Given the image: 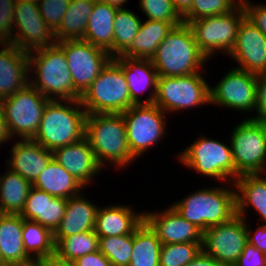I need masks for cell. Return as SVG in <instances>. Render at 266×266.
<instances>
[{
  "mask_svg": "<svg viewBox=\"0 0 266 266\" xmlns=\"http://www.w3.org/2000/svg\"><path fill=\"white\" fill-rule=\"evenodd\" d=\"M85 137L103 169L109 164L117 170L125 169L136 160L128 146L121 113L87 114Z\"/></svg>",
  "mask_w": 266,
  "mask_h": 266,
  "instance_id": "cell-1",
  "label": "cell"
},
{
  "mask_svg": "<svg viewBox=\"0 0 266 266\" xmlns=\"http://www.w3.org/2000/svg\"><path fill=\"white\" fill-rule=\"evenodd\" d=\"M28 57L29 84L39 93L49 100H80L64 50L57 43L31 50Z\"/></svg>",
  "mask_w": 266,
  "mask_h": 266,
  "instance_id": "cell-2",
  "label": "cell"
},
{
  "mask_svg": "<svg viewBox=\"0 0 266 266\" xmlns=\"http://www.w3.org/2000/svg\"><path fill=\"white\" fill-rule=\"evenodd\" d=\"M171 206L204 232L208 227L227 222L236 215L235 184L225 182L219 187L196 189Z\"/></svg>",
  "mask_w": 266,
  "mask_h": 266,
  "instance_id": "cell-3",
  "label": "cell"
},
{
  "mask_svg": "<svg viewBox=\"0 0 266 266\" xmlns=\"http://www.w3.org/2000/svg\"><path fill=\"white\" fill-rule=\"evenodd\" d=\"M86 115L80 100H49L32 140L51 152L75 143L85 137Z\"/></svg>",
  "mask_w": 266,
  "mask_h": 266,
  "instance_id": "cell-4",
  "label": "cell"
},
{
  "mask_svg": "<svg viewBox=\"0 0 266 266\" xmlns=\"http://www.w3.org/2000/svg\"><path fill=\"white\" fill-rule=\"evenodd\" d=\"M151 61L158 77H179L206 71L209 60L200 51L191 28L182 23L159 44Z\"/></svg>",
  "mask_w": 266,
  "mask_h": 266,
  "instance_id": "cell-5",
  "label": "cell"
},
{
  "mask_svg": "<svg viewBox=\"0 0 266 266\" xmlns=\"http://www.w3.org/2000/svg\"><path fill=\"white\" fill-rule=\"evenodd\" d=\"M87 114L123 113L133 104L123 71V61L113 58L80 96Z\"/></svg>",
  "mask_w": 266,
  "mask_h": 266,
  "instance_id": "cell-6",
  "label": "cell"
},
{
  "mask_svg": "<svg viewBox=\"0 0 266 266\" xmlns=\"http://www.w3.org/2000/svg\"><path fill=\"white\" fill-rule=\"evenodd\" d=\"M229 144V146H228ZM183 166L193 170L204 178L221 183L235 181V164L231 144L213 139V137L198 136L189 146L177 155Z\"/></svg>",
  "mask_w": 266,
  "mask_h": 266,
  "instance_id": "cell-7",
  "label": "cell"
},
{
  "mask_svg": "<svg viewBox=\"0 0 266 266\" xmlns=\"http://www.w3.org/2000/svg\"><path fill=\"white\" fill-rule=\"evenodd\" d=\"M243 119L229 136L235 180L242 175L266 174V123Z\"/></svg>",
  "mask_w": 266,
  "mask_h": 266,
  "instance_id": "cell-8",
  "label": "cell"
},
{
  "mask_svg": "<svg viewBox=\"0 0 266 266\" xmlns=\"http://www.w3.org/2000/svg\"><path fill=\"white\" fill-rule=\"evenodd\" d=\"M206 72L179 77H158L154 104L165 113L173 114L210 104Z\"/></svg>",
  "mask_w": 266,
  "mask_h": 266,
  "instance_id": "cell-9",
  "label": "cell"
},
{
  "mask_svg": "<svg viewBox=\"0 0 266 266\" xmlns=\"http://www.w3.org/2000/svg\"><path fill=\"white\" fill-rule=\"evenodd\" d=\"M245 17V10L240 3L232 11L198 20L190 21L194 39L200 51L210 59L216 54L229 55L236 43L240 22Z\"/></svg>",
  "mask_w": 266,
  "mask_h": 266,
  "instance_id": "cell-10",
  "label": "cell"
},
{
  "mask_svg": "<svg viewBox=\"0 0 266 266\" xmlns=\"http://www.w3.org/2000/svg\"><path fill=\"white\" fill-rule=\"evenodd\" d=\"M131 154L138 159L165 138L167 113L156 104L132 105L121 113ZM152 147V148H151Z\"/></svg>",
  "mask_w": 266,
  "mask_h": 266,
  "instance_id": "cell-11",
  "label": "cell"
},
{
  "mask_svg": "<svg viewBox=\"0 0 266 266\" xmlns=\"http://www.w3.org/2000/svg\"><path fill=\"white\" fill-rule=\"evenodd\" d=\"M49 99L29 83L12 96L0 100L8 131L13 139H33ZM18 136V137H17Z\"/></svg>",
  "mask_w": 266,
  "mask_h": 266,
  "instance_id": "cell-12",
  "label": "cell"
},
{
  "mask_svg": "<svg viewBox=\"0 0 266 266\" xmlns=\"http://www.w3.org/2000/svg\"><path fill=\"white\" fill-rule=\"evenodd\" d=\"M64 50L75 91L81 96L113 59L106 50L84 40L57 42Z\"/></svg>",
  "mask_w": 266,
  "mask_h": 266,
  "instance_id": "cell-13",
  "label": "cell"
},
{
  "mask_svg": "<svg viewBox=\"0 0 266 266\" xmlns=\"http://www.w3.org/2000/svg\"><path fill=\"white\" fill-rule=\"evenodd\" d=\"M229 68L221 80L209 87L210 106L236 110L237 112H255L257 75L239 69Z\"/></svg>",
  "mask_w": 266,
  "mask_h": 266,
  "instance_id": "cell-14",
  "label": "cell"
},
{
  "mask_svg": "<svg viewBox=\"0 0 266 266\" xmlns=\"http://www.w3.org/2000/svg\"><path fill=\"white\" fill-rule=\"evenodd\" d=\"M247 243L246 220L236 214L203 232L202 249L221 265L233 266Z\"/></svg>",
  "mask_w": 266,
  "mask_h": 266,
  "instance_id": "cell-15",
  "label": "cell"
},
{
  "mask_svg": "<svg viewBox=\"0 0 266 266\" xmlns=\"http://www.w3.org/2000/svg\"><path fill=\"white\" fill-rule=\"evenodd\" d=\"M12 44L27 52L56 44L54 30L40 15L38 4L15 1Z\"/></svg>",
  "mask_w": 266,
  "mask_h": 266,
  "instance_id": "cell-16",
  "label": "cell"
},
{
  "mask_svg": "<svg viewBox=\"0 0 266 266\" xmlns=\"http://www.w3.org/2000/svg\"><path fill=\"white\" fill-rule=\"evenodd\" d=\"M228 57L239 69L255 75L266 73V37L246 17L240 22L236 43Z\"/></svg>",
  "mask_w": 266,
  "mask_h": 266,
  "instance_id": "cell-17",
  "label": "cell"
},
{
  "mask_svg": "<svg viewBox=\"0 0 266 266\" xmlns=\"http://www.w3.org/2000/svg\"><path fill=\"white\" fill-rule=\"evenodd\" d=\"M144 221L162 244L203 243V231L180 216L171 205L161 211H145Z\"/></svg>",
  "mask_w": 266,
  "mask_h": 266,
  "instance_id": "cell-18",
  "label": "cell"
},
{
  "mask_svg": "<svg viewBox=\"0 0 266 266\" xmlns=\"http://www.w3.org/2000/svg\"><path fill=\"white\" fill-rule=\"evenodd\" d=\"M53 158L84 187L91 184L96 175L103 172L86 137L70 145L57 148Z\"/></svg>",
  "mask_w": 266,
  "mask_h": 266,
  "instance_id": "cell-19",
  "label": "cell"
},
{
  "mask_svg": "<svg viewBox=\"0 0 266 266\" xmlns=\"http://www.w3.org/2000/svg\"><path fill=\"white\" fill-rule=\"evenodd\" d=\"M0 100L29 83L28 52L12 43H0Z\"/></svg>",
  "mask_w": 266,
  "mask_h": 266,
  "instance_id": "cell-20",
  "label": "cell"
},
{
  "mask_svg": "<svg viewBox=\"0 0 266 266\" xmlns=\"http://www.w3.org/2000/svg\"><path fill=\"white\" fill-rule=\"evenodd\" d=\"M6 159L7 168L34 183L53 158V153L32 139H18Z\"/></svg>",
  "mask_w": 266,
  "mask_h": 266,
  "instance_id": "cell-21",
  "label": "cell"
},
{
  "mask_svg": "<svg viewBox=\"0 0 266 266\" xmlns=\"http://www.w3.org/2000/svg\"><path fill=\"white\" fill-rule=\"evenodd\" d=\"M82 193L67 199L65 214L53 232L55 245L62 238L94 230L99 206Z\"/></svg>",
  "mask_w": 266,
  "mask_h": 266,
  "instance_id": "cell-22",
  "label": "cell"
},
{
  "mask_svg": "<svg viewBox=\"0 0 266 266\" xmlns=\"http://www.w3.org/2000/svg\"><path fill=\"white\" fill-rule=\"evenodd\" d=\"M129 205L108 204L98 208L94 231L99 237L133 234L143 223L144 212Z\"/></svg>",
  "mask_w": 266,
  "mask_h": 266,
  "instance_id": "cell-23",
  "label": "cell"
},
{
  "mask_svg": "<svg viewBox=\"0 0 266 266\" xmlns=\"http://www.w3.org/2000/svg\"><path fill=\"white\" fill-rule=\"evenodd\" d=\"M128 83L133 105L152 104L156 98L158 74L151 59H135L119 56ZM149 91L143 100L144 91ZM142 94V95H141ZM141 96V97H140Z\"/></svg>",
  "mask_w": 266,
  "mask_h": 266,
  "instance_id": "cell-24",
  "label": "cell"
},
{
  "mask_svg": "<svg viewBox=\"0 0 266 266\" xmlns=\"http://www.w3.org/2000/svg\"><path fill=\"white\" fill-rule=\"evenodd\" d=\"M266 174L242 175L235 181L236 214L246 220L248 210L259 214L258 224L266 225ZM250 207V208H249Z\"/></svg>",
  "mask_w": 266,
  "mask_h": 266,
  "instance_id": "cell-25",
  "label": "cell"
},
{
  "mask_svg": "<svg viewBox=\"0 0 266 266\" xmlns=\"http://www.w3.org/2000/svg\"><path fill=\"white\" fill-rule=\"evenodd\" d=\"M117 8L95 1L88 17L84 41L100 47L114 58V25Z\"/></svg>",
  "mask_w": 266,
  "mask_h": 266,
  "instance_id": "cell-26",
  "label": "cell"
},
{
  "mask_svg": "<svg viewBox=\"0 0 266 266\" xmlns=\"http://www.w3.org/2000/svg\"><path fill=\"white\" fill-rule=\"evenodd\" d=\"M22 230L20 214L0 213V258L5 266L31 258L24 248Z\"/></svg>",
  "mask_w": 266,
  "mask_h": 266,
  "instance_id": "cell-27",
  "label": "cell"
},
{
  "mask_svg": "<svg viewBox=\"0 0 266 266\" xmlns=\"http://www.w3.org/2000/svg\"><path fill=\"white\" fill-rule=\"evenodd\" d=\"M32 185L34 188L47 192L53 197L66 199L79 195L85 190V187L54 158L50 160Z\"/></svg>",
  "mask_w": 266,
  "mask_h": 266,
  "instance_id": "cell-28",
  "label": "cell"
},
{
  "mask_svg": "<svg viewBox=\"0 0 266 266\" xmlns=\"http://www.w3.org/2000/svg\"><path fill=\"white\" fill-rule=\"evenodd\" d=\"M175 26L157 20H142L140 30L133 39L131 46L121 55L127 58L151 59L159 44Z\"/></svg>",
  "mask_w": 266,
  "mask_h": 266,
  "instance_id": "cell-29",
  "label": "cell"
},
{
  "mask_svg": "<svg viewBox=\"0 0 266 266\" xmlns=\"http://www.w3.org/2000/svg\"><path fill=\"white\" fill-rule=\"evenodd\" d=\"M94 3L95 0H70L62 22L54 31L56 43L66 40H83Z\"/></svg>",
  "mask_w": 266,
  "mask_h": 266,
  "instance_id": "cell-30",
  "label": "cell"
},
{
  "mask_svg": "<svg viewBox=\"0 0 266 266\" xmlns=\"http://www.w3.org/2000/svg\"><path fill=\"white\" fill-rule=\"evenodd\" d=\"M0 174V213L19 214L25 204L32 183L6 168Z\"/></svg>",
  "mask_w": 266,
  "mask_h": 266,
  "instance_id": "cell-31",
  "label": "cell"
},
{
  "mask_svg": "<svg viewBox=\"0 0 266 266\" xmlns=\"http://www.w3.org/2000/svg\"><path fill=\"white\" fill-rule=\"evenodd\" d=\"M161 246L157 234L143 221L133 232V251L128 266H159Z\"/></svg>",
  "mask_w": 266,
  "mask_h": 266,
  "instance_id": "cell-32",
  "label": "cell"
},
{
  "mask_svg": "<svg viewBox=\"0 0 266 266\" xmlns=\"http://www.w3.org/2000/svg\"><path fill=\"white\" fill-rule=\"evenodd\" d=\"M23 244L31 258H47L55 254L53 232L37 222L23 218Z\"/></svg>",
  "mask_w": 266,
  "mask_h": 266,
  "instance_id": "cell-33",
  "label": "cell"
},
{
  "mask_svg": "<svg viewBox=\"0 0 266 266\" xmlns=\"http://www.w3.org/2000/svg\"><path fill=\"white\" fill-rule=\"evenodd\" d=\"M142 20L134 11L124 8L117 9L114 25V58L121 56L130 46Z\"/></svg>",
  "mask_w": 266,
  "mask_h": 266,
  "instance_id": "cell-34",
  "label": "cell"
},
{
  "mask_svg": "<svg viewBox=\"0 0 266 266\" xmlns=\"http://www.w3.org/2000/svg\"><path fill=\"white\" fill-rule=\"evenodd\" d=\"M99 250V236L95 231L81 232L62 238L55 245V254L68 261H75L82 255L93 253Z\"/></svg>",
  "mask_w": 266,
  "mask_h": 266,
  "instance_id": "cell-35",
  "label": "cell"
},
{
  "mask_svg": "<svg viewBox=\"0 0 266 266\" xmlns=\"http://www.w3.org/2000/svg\"><path fill=\"white\" fill-rule=\"evenodd\" d=\"M99 251L112 266H128L133 251V234L99 237Z\"/></svg>",
  "mask_w": 266,
  "mask_h": 266,
  "instance_id": "cell-36",
  "label": "cell"
},
{
  "mask_svg": "<svg viewBox=\"0 0 266 266\" xmlns=\"http://www.w3.org/2000/svg\"><path fill=\"white\" fill-rule=\"evenodd\" d=\"M201 249L202 243L162 244L159 266H185Z\"/></svg>",
  "mask_w": 266,
  "mask_h": 266,
  "instance_id": "cell-37",
  "label": "cell"
},
{
  "mask_svg": "<svg viewBox=\"0 0 266 266\" xmlns=\"http://www.w3.org/2000/svg\"><path fill=\"white\" fill-rule=\"evenodd\" d=\"M241 0H193L190 10L183 16V22L226 14L235 9Z\"/></svg>",
  "mask_w": 266,
  "mask_h": 266,
  "instance_id": "cell-38",
  "label": "cell"
},
{
  "mask_svg": "<svg viewBox=\"0 0 266 266\" xmlns=\"http://www.w3.org/2000/svg\"><path fill=\"white\" fill-rule=\"evenodd\" d=\"M138 5L147 20L168 22L175 27L184 23L183 17L175 9L171 0H139Z\"/></svg>",
  "mask_w": 266,
  "mask_h": 266,
  "instance_id": "cell-39",
  "label": "cell"
},
{
  "mask_svg": "<svg viewBox=\"0 0 266 266\" xmlns=\"http://www.w3.org/2000/svg\"><path fill=\"white\" fill-rule=\"evenodd\" d=\"M45 197H53L47 192L32 187L25 201L22 211L19 213L22 218L34 221L44 226Z\"/></svg>",
  "mask_w": 266,
  "mask_h": 266,
  "instance_id": "cell-40",
  "label": "cell"
},
{
  "mask_svg": "<svg viewBox=\"0 0 266 266\" xmlns=\"http://www.w3.org/2000/svg\"><path fill=\"white\" fill-rule=\"evenodd\" d=\"M70 0H39L38 9L45 23L56 30L67 11Z\"/></svg>",
  "mask_w": 266,
  "mask_h": 266,
  "instance_id": "cell-41",
  "label": "cell"
},
{
  "mask_svg": "<svg viewBox=\"0 0 266 266\" xmlns=\"http://www.w3.org/2000/svg\"><path fill=\"white\" fill-rule=\"evenodd\" d=\"M66 202V198L45 197L44 227L55 231L65 214Z\"/></svg>",
  "mask_w": 266,
  "mask_h": 266,
  "instance_id": "cell-42",
  "label": "cell"
},
{
  "mask_svg": "<svg viewBox=\"0 0 266 266\" xmlns=\"http://www.w3.org/2000/svg\"><path fill=\"white\" fill-rule=\"evenodd\" d=\"M15 0H0V43H12Z\"/></svg>",
  "mask_w": 266,
  "mask_h": 266,
  "instance_id": "cell-43",
  "label": "cell"
},
{
  "mask_svg": "<svg viewBox=\"0 0 266 266\" xmlns=\"http://www.w3.org/2000/svg\"><path fill=\"white\" fill-rule=\"evenodd\" d=\"M245 10V17L253 23L266 37V3L253 4L251 0H241Z\"/></svg>",
  "mask_w": 266,
  "mask_h": 266,
  "instance_id": "cell-44",
  "label": "cell"
},
{
  "mask_svg": "<svg viewBox=\"0 0 266 266\" xmlns=\"http://www.w3.org/2000/svg\"><path fill=\"white\" fill-rule=\"evenodd\" d=\"M256 93L255 114L248 118L266 123V73L257 75Z\"/></svg>",
  "mask_w": 266,
  "mask_h": 266,
  "instance_id": "cell-45",
  "label": "cell"
},
{
  "mask_svg": "<svg viewBox=\"0 0 266 266\" xmlns=\"http://www.w3.org/2000/svg\"><path fill=\"white\" fill-rule=\"evenodd\" d=\"M233 266H266V254L247 243Z\"/></svg>",
  "mask_w": 266,
  "mask_h": 266,
  "instance_id": "cell-46",
  "label": "cell"
},
{
  "mask_svg": "<svg viewBox=\"0 0 266 266\" xmlns=\"http://www.w3.org/2000/svg\"><path fill=\"white\" fill-rule=\"evenodd\" d=\"M248 223V220H246L248 243L266 254V225L258 224L259 226L254 229L255 231H252L253 228H249Z\"/></svg>",
  "mask_w": 266,
  "mask_h": 266,
  "instance_id": "cell-47",
  "label": "cell"
},
{
  "mask_svg": "<svg viewBox=\"0 0 266 266\" xmlns=\"http://www.w3.org/2000/svg\"><path fill=\"white\" fill-rule=\"evenodd\" d=\"M73 262L75 266H112L111 262L99 250L82 255Z\"/></svg>",
  "mask_w": 266,
  "mask_h": 266,
  "instance_id": "cell-48",
  "label": "cell"
},
{
  "mask_svg": "<svg viewBox=\"0 0 266 266\" xmlns=\"http://www.w3.org/2000/svg\"><path fill=\"white\" fill-rule=\"evenodd\" d=\"M185 266H223L214 260L203 249L196 255V257L187 263Z\"/></svg>",
  "mask_w": 266,
  "mask_h": 266,
  "instance_id": "cell-49",
  "label": "cell"
},
{
  "mask_svg": "<svg viewBox=\"0 0 266 266\" xmlns=\"http://www.w3.org/2000/svg\"><path fill=\"white\" fill-rule=\"evenodd\" d=\"M12 137L8 131L7 124L5 122L4 112L0 104V145L12 141Z\"/></svg>",
  "mask_w": 266,
  "mask_h": 266,
  "instance_id": "cell-50",
  "label": "cell"
},
{
  "mask_svg": "<svg viewBox=\"0 0 266 266\" xmlns=\"http://www.w3.org/2000/svg\"><path fill=\"white\" fill-rule=\"evenodd\" d=\"M175 9L183 17L191 8L193 0H171Z\"/></svg>",
  "mask_w": 266,
  "mask_h": 266,
  "instance_id": "cell-51",
  "label": "cell"
},
{
  "mask_svg": "<svg viewBox=\"0 0 266 266\" xmlns=\"http://www.w3.org/2000/svg\"><path fill=\"white\" fill-rule=\"evenodd\" d=\"M46 266H75L74 262L63 260L56 254L46 258Z\"/></svg>",
  "mask_w": 266,
  "mask_h": 266,
  "instance_id": "cell-52",
  "label": "cell"
},
{
  "mask_svg": "<svg viewBox=\"0 0 266 266\" xmlns=\"http://www.w3.org/2000/svg\"><path fill=\"white\" fill-rule=\"evenodd\" d=\"M9 266H46V258H29Z\"/></svg>",
  "mask_w": 266,
  "mask_h": 266,
  "instance_id": "cell-53",
  "label": "cell"
},
{
  "mask_svg": "<svg viewBox=\"0 0 266 266\" xmlns=\"http://www.w3.org/2000/svg\"><path fill=\"white\" fill-rule=\"evenodd\" d=\"M95 1L107 4V5H111L112 7H115L117 9L126 8V4L128 3L127 2L128 0H95ZM124 5H125V7H124Z\"/></svg>",
  "mask_w": 266,
  "mask_h": 266,
  "instance_id": "cell-54",
  "label": "cell"
},
{
  "mask_svg": "<svg viewBox=\"0 0 266 266\" xmlns=\"http://www.w3.org/2000/svg\"><path fill=\"white\" fill-rule=\"evenodd\" d=\"M15 1H21V2H27V3L38 4V1H39V0H15Z\"/></svg>",
  "mask_w": 266,
  "mask_h": 266,
  "instance_id": "cell-55",
  "label": "cell"
},
{
  "mask_svg": "<svg viewBox=\"0 0 266 266\" xmlns=\"http://www.w3.org/2000/svg\"><path fill=\"white\" fill-rule=\"evenodd\" d=\"M0 266H5L4 263L2 262L1 258H0Z\"/></svg>",
  "mask_w": 266,
  "mask_h": 266,
  "instance_id": "cell-56",
  "label": "cell"
}]
</instances>
